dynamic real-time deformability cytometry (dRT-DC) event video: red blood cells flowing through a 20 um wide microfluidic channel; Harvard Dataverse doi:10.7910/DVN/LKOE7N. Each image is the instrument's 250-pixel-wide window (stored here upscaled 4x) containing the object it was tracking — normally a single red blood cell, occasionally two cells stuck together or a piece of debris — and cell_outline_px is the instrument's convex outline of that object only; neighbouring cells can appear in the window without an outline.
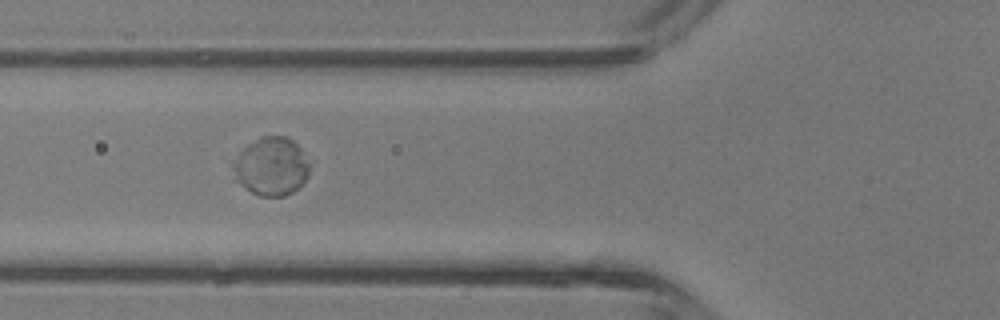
{"species": "common noctule bat (a hibernating species)", "species_latin": "Nyctalus noctula", "temperature_condition": "room temperature", "stored_images_in_passage": 6, "camera_frame_rate_fps": 3000, "um_per_image_px": 0.085, "animal": {"sex": "male", "body_mass_g": 13.3}, "frame": {"image": 1, "passage_image": 6, "time_ms": 5.667, "image_size_px": [1000, 320], "cell_outline_px": [[308, 176], [292, 192], [284, 196], [260, 196], [252, 192], [240, 184], [228, 160], [248, 144], [260, 136], [284, 136], [292, 140], [300, 148], [308, 164]], "centroid_in_image_um": [22.98, 14.13], "position_along_channel_um": 102.8, "area_um2": 25.89}}